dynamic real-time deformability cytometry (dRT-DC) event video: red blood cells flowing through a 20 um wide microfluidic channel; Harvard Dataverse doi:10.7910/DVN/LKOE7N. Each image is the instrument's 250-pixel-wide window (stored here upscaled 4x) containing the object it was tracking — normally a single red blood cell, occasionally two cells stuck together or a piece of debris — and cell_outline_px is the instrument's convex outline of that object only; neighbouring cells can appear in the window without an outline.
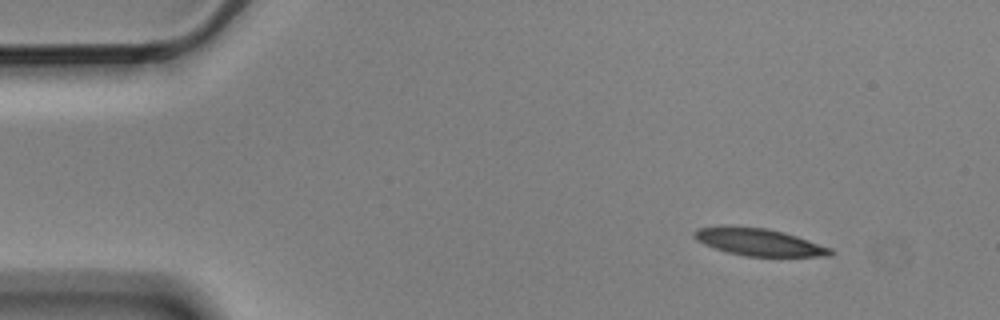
{"species": "Egyptian fruit bat (a non-hibernating species)", "species_latin": "Rousettus aegyptiacus", "temperature_condition": "cold", "stored_images_in_passage": 3, "camera_frame_rate_fps": 3000, "um_per_image_px": 0.085, "animal": {"sex": "male"}, "frame": {"image": 1, "passage_image": 1, "time_ms": 0.0, "image_size_px": [1000, 320], "cell_outline_px": [[836, 252], [832, 256], [748, 256], [728, 252], [704, 244], [696, 240], [692, 236], [692, 232], [696, 228], [720, 224], [732, 224], [768, 228], [784, 232], [832, 248]], "centroid_in_image_um": [64.45, 20.53], "position_along_channel_um": 20.6, "area_um2": 22.2}}
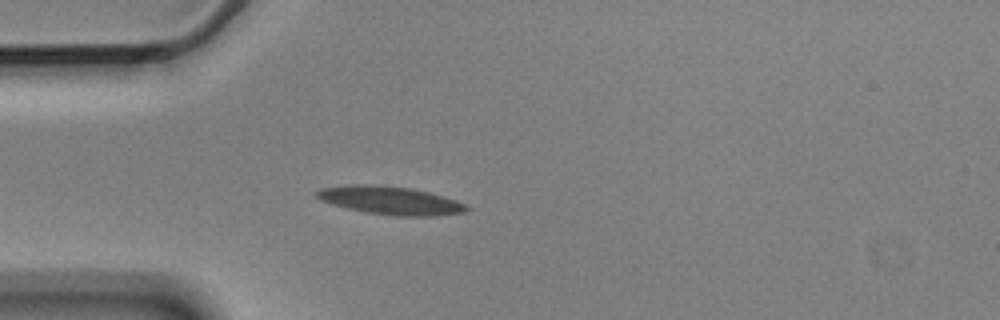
{"frame": {"image": 2, "passage_image": 3, "time_ms": 0.667, "image_size_px": [1000, 320], "cell_outline_px": [[472, 208], [464, 212], [436, 216], [396, 216], [368, 212], [348, 208], [332, 204], [320, 200], [316, 196], [316, 192], [320, 188], [352, 184], [372, 184], [412, 188], [444, 196], [468, 204]], "centroid_in_image_um": [33.22, 17.03], "position_along_channel_um": 51.8, "area_um2": 24.68}}